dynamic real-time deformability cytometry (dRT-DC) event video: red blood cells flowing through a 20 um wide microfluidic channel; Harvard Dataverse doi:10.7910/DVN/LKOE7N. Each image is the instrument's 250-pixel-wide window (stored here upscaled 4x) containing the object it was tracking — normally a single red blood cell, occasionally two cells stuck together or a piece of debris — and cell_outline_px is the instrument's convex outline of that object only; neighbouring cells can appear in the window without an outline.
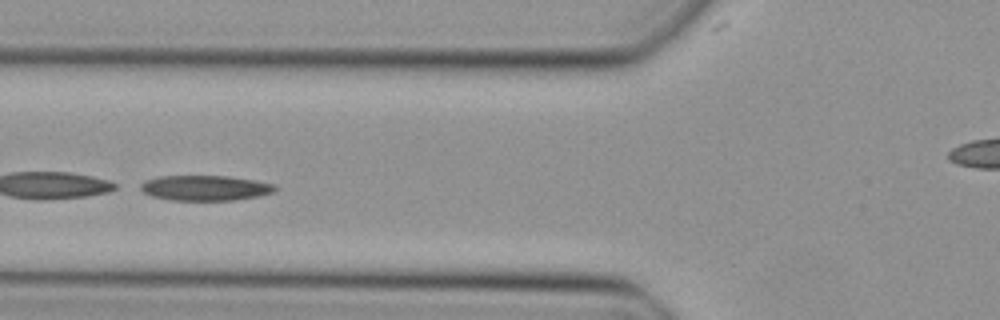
{"species": "Egyptian fruit bat (a non-hibernating species)", "species_latin": "Rousettus aegyptiacus", "temperature_condition": "cold", "stored_images_in_passage": 33, "camera_frame_rate_fps": 3000, "um_per_image_px": 0.085, "animal": {"sex": "female"}, "frame": {"image": 1, "passage_image": 7, "time_ms": 2.0, "image_size_px": [1000, 320], "cell_outline_px": [[276, 188], [272, 192], [260, 196], [236, 200], [172, 200], [152, 196], [144, 192], [140, 188], [140, 184], [144, 180], [160, 176], [228, 176], [276, 184]], "centroid_in_image_um": [17.43, 15.97], "position_along_channel_um": 108.4, "area_um2": 19.71}}
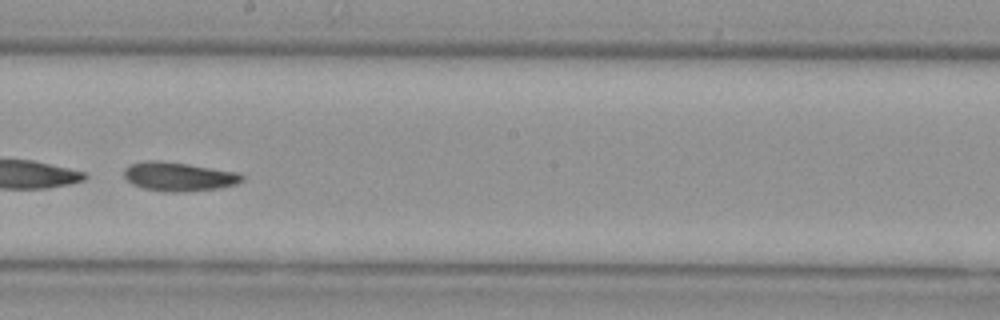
{"frame": {"image": 2, "passage_image": 16, "time_ms": 5.0, "image_size_px": [1000, 320], "cell_outline_px": [[244, 180], [236, 184], [220, 188], [184, 192], [164, 192], [144, 188], [132, 184], [124, 176], [124, 168], [132, 164], [148, 160], [160, 160], [188, 164], [240, 172], [244, 176]], "centroid_in_image_um": [15.23, 15.01], "position_along_channel_um": 233.0, "area_um2": 20.06}}
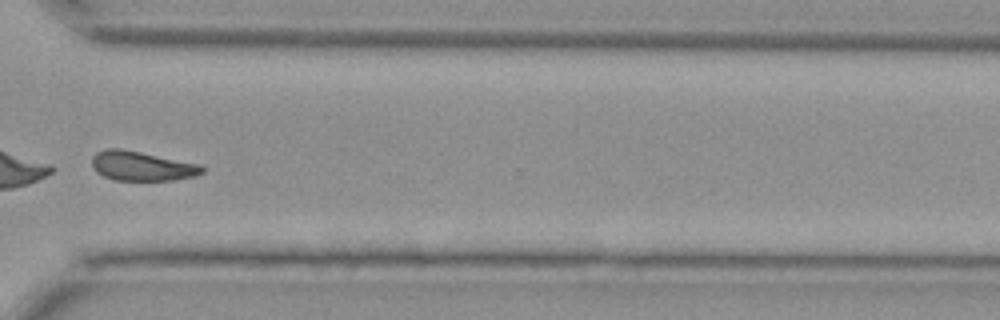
{"frame": {"image": 3, "passage_image": 25, "time_ms": 8.0, "image_size_px": [1000, 320], "cell_outline_px": [[204, 172], [196, 176], [172, 180], [116, 180], [104, 176], [96, 172], [92, 168], [92, 156], [96, 152], [104, 148], [120, 148], [200, 164], [204, 168]], "centroid_in_image_um": [12.03, 14.11], "position_along_channel_um": 358.6, "area_um2": 18.96}}